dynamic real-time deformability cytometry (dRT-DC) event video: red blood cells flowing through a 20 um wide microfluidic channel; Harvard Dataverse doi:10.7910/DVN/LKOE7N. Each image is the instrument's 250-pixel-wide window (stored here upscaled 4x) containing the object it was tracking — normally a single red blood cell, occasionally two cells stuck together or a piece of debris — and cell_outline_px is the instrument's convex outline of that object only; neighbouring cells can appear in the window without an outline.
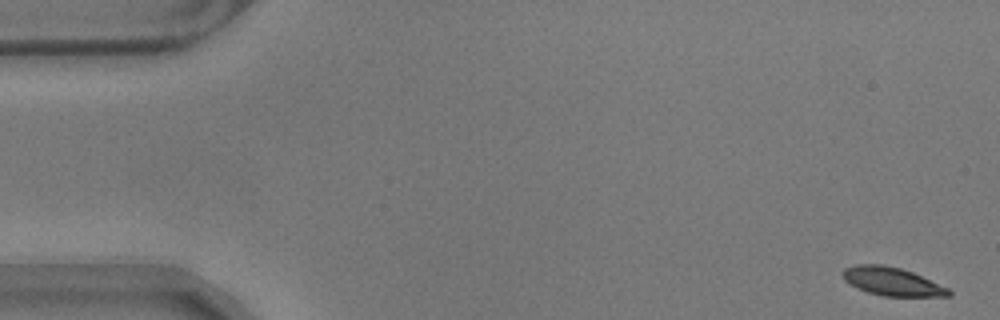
{"species": "common noctule bat (a hibernating species)", "species_latin": "Nyctalus noctula", "temperature_condition": "warm", "stored_images_in_passage": 58, "camera_frame_rate_fps": 3000, "um_per_image_px": 0.085, "animal": {"sex": "male", "body_mass_g": 17.9}, "frame": {"image": 1, "passage_image": 1, "time_ms": 0.0, "image_size_px": [1000, 320], "cell_outline_px": [[952, 296], [884, 296], [868, 292], [856, 288], [844, 280], [840, 272], [844, 268], [856, 264], [884, 264], [900, 268], [912, 272], [948, 288], [952, 292]], "centroid_in_image_um": [75.78, 23.92], "position_along_channel_um": 9.2, "area_um2": 17.51}}
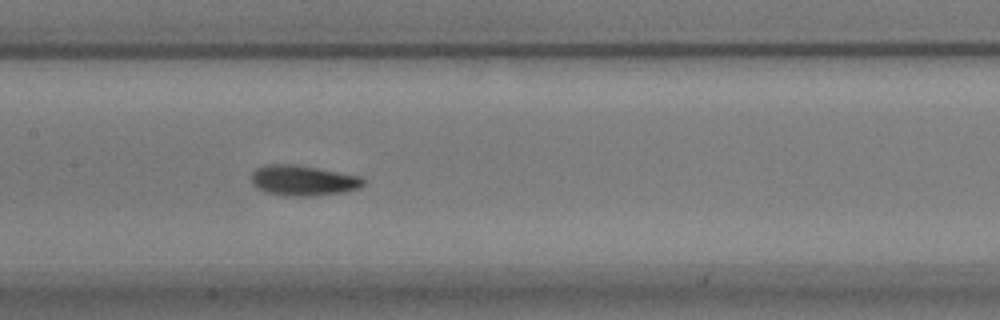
{"frame": {"image": 2, "passage_image": 27, "time_ms": 8.667, "image_size_px": [1000, 320], "cell_outline_px": [[364, 184], [360, 188], [344, 192], [320, 196], [280, 196], [264, 192], [256, 188], [252, 184], [252, 172], [256, 168], [268, 164], [296, 164], [360, 176], [364, 180]], "centroid_in_image_um": [25.74, 15.36], "position_along_channel_um": 181.7, "area_um2": 20.17}}
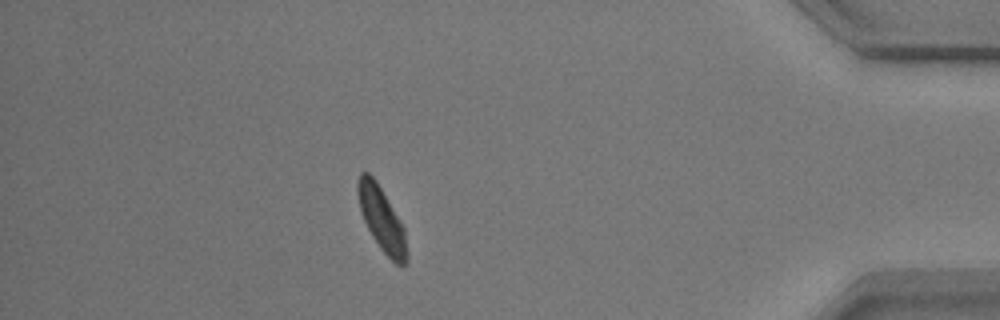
{"frame": {"image": 3, "passage_image": 50, "time_ms": 16.333, "image_size_px": [1000, 320], "cell_outline_px": [[408, 260], [404, 264], [396, 264], [380, 248], [372, 236], [360, 212], [356, 192], [356, 184], [360, 172], [368, 172], [376, 180], [400, 220], [404, 228], [408, 252]], "centroid_in_image_um": [32.42, 18.6], "position_along_channel_um": 402.8, "area_um2": 18.32}, "authors_computed_cell_mechanics": {"area_um2": 18.5249, "velocity_mm_per_s": 3.4854, "shape_relaxation_time_tau1_ms": 2.5269, "shape_relaxation_time_tau2_ms": 2.4086, "deformation_change_tau1": 0.1234, "deformation_change_tau2": 0.0713}}